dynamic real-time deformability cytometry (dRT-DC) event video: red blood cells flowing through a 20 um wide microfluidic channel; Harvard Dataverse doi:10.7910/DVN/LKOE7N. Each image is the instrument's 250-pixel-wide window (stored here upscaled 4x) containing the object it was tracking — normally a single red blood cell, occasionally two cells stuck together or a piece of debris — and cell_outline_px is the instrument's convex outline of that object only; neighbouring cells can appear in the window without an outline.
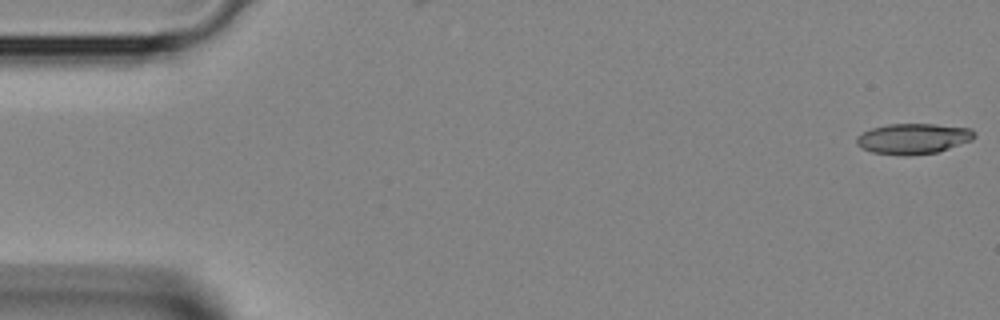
{"species": "Egyptian fruit bat (a non-hibernating species)", "species_latin": "Rousettus aegyptiacus", "temperature_condition": "room temperature", "stored_images_in_passage": 5, "camera_frame_rate_fps": 3000, "um_per_image_px": 0.085, "animal": {"sex": "female"}, "frame": {"image": 1, "passage_image": 1, "time_ms": 0.0, "image_size_px": [1000, 320], "cell_outline_px": [[976, 136], [972, 140], [936, 152], [908, 156], [900, 156], [872, 152], [856, 144], [856, 136], [872, 128], [888, 124], [936, 124], [972, 128], [976, 132]], "centroid_in_image_um": [77.64, 11.78], "position_along_channel_um": 7.4, "area_um2": 21.04}}
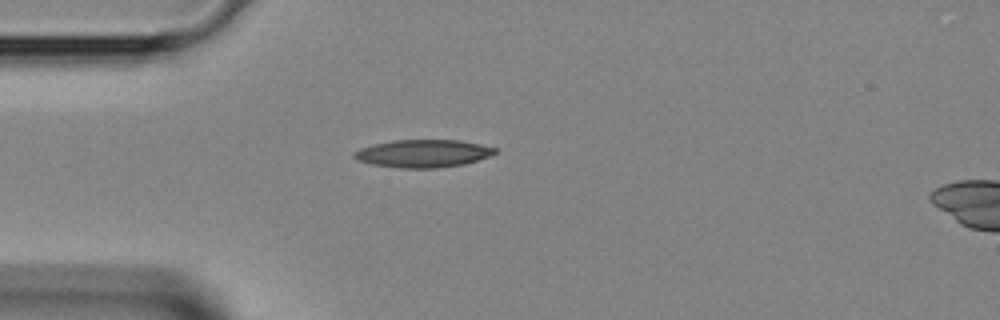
{"frame": {"image": 2, "passage_image": 4, "time_ms": 1.0, "image_size_px": [1000, 320], "cell_outline_px": [[496, 152], [488, 156], [464, 164], [436, 168], [400, 168], [372, 164], [356, 160], [352, 156], [352, 152], [360, 148], [372, 144], [392, 140], [460, 140], [480, 144], [496, 148]], "centroid_in_image_um": [35.89, 13.04], "position_along_channel_um": 49.1, "area_um2": 22.77}}